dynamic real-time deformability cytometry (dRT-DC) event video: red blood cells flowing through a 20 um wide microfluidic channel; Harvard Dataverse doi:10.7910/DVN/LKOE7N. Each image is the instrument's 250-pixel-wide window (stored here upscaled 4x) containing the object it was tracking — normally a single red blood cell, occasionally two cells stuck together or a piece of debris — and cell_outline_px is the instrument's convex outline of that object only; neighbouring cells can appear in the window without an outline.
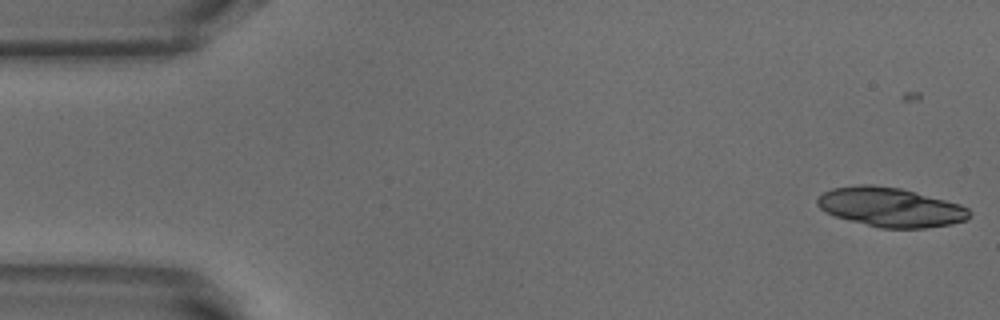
{"species": "common noctule bat (a hibernating species)", "species_latin": "Nyctalus noctula", "temperature_condition": "warm", "stored_images_in_passage": 39, "camera_frame_rate_fps": 3000, "um_per_image_px": 0.085, "animal": {"sex": "male", "body_mass_g": 18.8}, "frame": {"image": 1, "passage_image": 3, "time_ms": 0.667, "image_size_px": [1000, 320], "cell_outline_px": [[972, 212], [968, 220], [952, 224], [924, 228], [880, 228], [836, 216], [820, 208], [816, 204], [816, 200], [824, 192], [832, 188], [860, 184], [872, 184], [900, 188], [960, 204], [968, 208]], "centroid_in_image_um": [75.72, 17.61], "position_along_channel_um": 9.3, "area_um2": 34.68}}
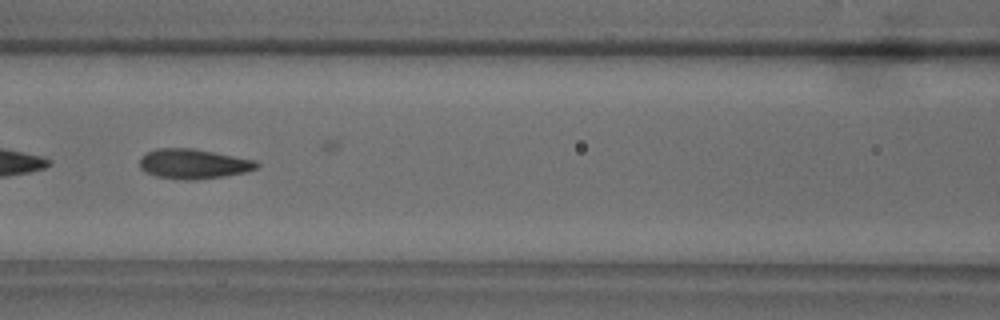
{"frame": {"image": 2, "passage_image": 24, "time_ms": 7.667, "image_size_px": [1000, 320], "cell_outline_px": [[260, 164], [256, 168], [244, 172], [224, 176], [196, 180], [184, 180], [156, 176], [144, 172], [140, 168], [140, 156], [156, 148], [192, 148], [256, 160]], "centroid_in_image_um": [16.41, 13.93], "position_along_channel_um": 150.2, "area_um2": 20.35}}
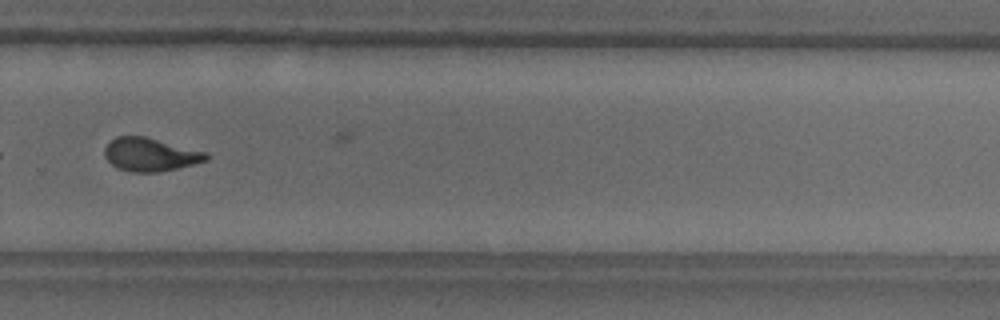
{"frame": {"image": 3, "passage_image": 37, "time_ms": 12.0, "image_size_px": [1000, 320], "cell_outline_px": [[208, 160], [160, 172], [132, 172], [116, 168], [104, 156], [104, 148], [116, 136], [144, 136], [208, 152]], "centroid_in_image_um": [12.77, 13.14], "position_along_channel_um": 317.0, "area_um2": 19.65}}